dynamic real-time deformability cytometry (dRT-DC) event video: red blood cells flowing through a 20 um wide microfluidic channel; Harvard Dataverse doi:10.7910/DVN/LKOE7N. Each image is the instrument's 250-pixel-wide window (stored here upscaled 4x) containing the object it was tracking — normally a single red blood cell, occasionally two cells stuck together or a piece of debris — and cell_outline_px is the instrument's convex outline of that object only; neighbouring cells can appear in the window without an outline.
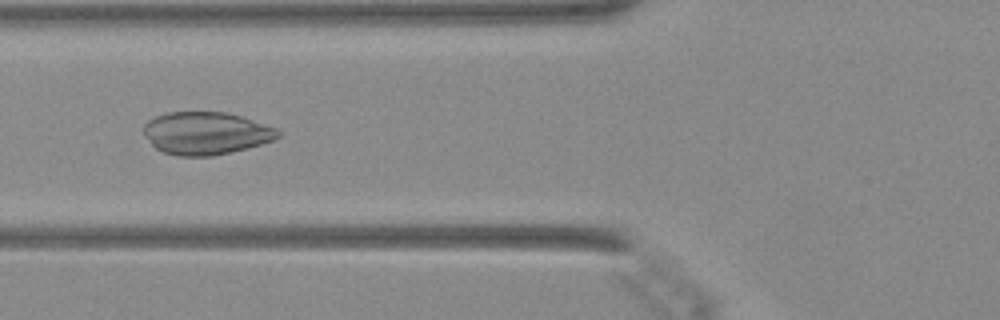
{"species": "Egyptian fruit bat (a non-hibernating species)", "species_latin": "Rousettus aegyptiacus", "temperature_condition": "warm", "stored_images_in_passage": 39, "camera_frame_rate_fps": 3000, "um_per_image_px": 0.085, "animal": {"sex": "female"}, "frame": {"image": 1, "passage_image": 10, "time_ms": 3.0, "image_size_px": [1000, 320], "cell_outline_px": [[280, 136], [272, 140], [248, 148], [212, 156], [176, 156], [164, 152], [156, 148], [144, 136], [144, 124], [148, 120], [156, 116], [168, 112], [224, 112], [240, 116], [276, 128], [280, 132]], "centroid_in_image_um": [17.48, 11.33], "position_along_channel_um": 108.3, "area_um2": 33.18}}
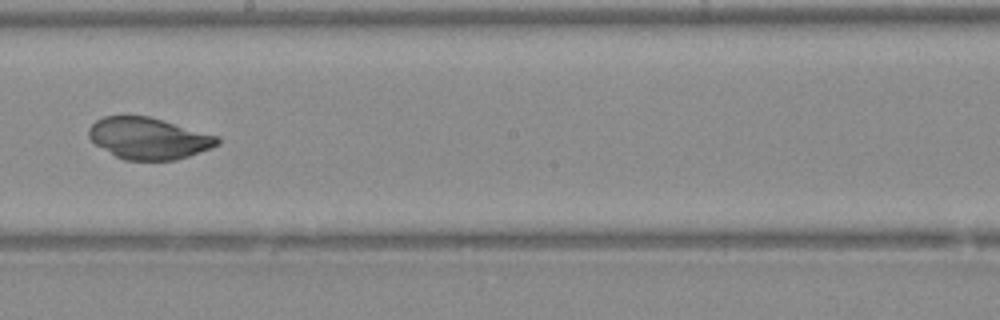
{"frame": {"image": 2, "passage_image": 19, "time_ms": 6.0, "image_size_px": [1000, 320], "cell_outline_px": [[220, 144], [188, 156], [176, 160], [124, 160], [116, 156], [96, 144], [88, 136], [88, 128], [96, 120], [104, 116], [148, 116], [220, 136]], "centroid_in_image_um": [12.64, 11.75], "position_along_channel_um": 235.6, "area_um2": 30.98}}
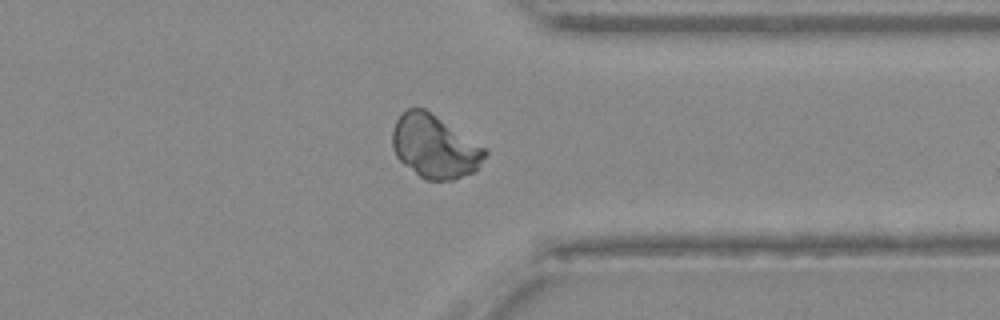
{"frame": {"image": 3, "passage_image": 29, "time_ms": 9.333, "image_size_px": [1000, 320], "cell_outline_px": [[488, 152], [480, 164], [472, 172], [452, 180], [428, 180], [420, 176], [404, 164], [396, 156], [392, 148], [392, 132], [396, 120], [408, 108], [424, 108], [484, 148]], "centroid_in_image_um": [36.9, 12.46], "position_along_channel_um": 374.5, "area_um2": 33.23}}